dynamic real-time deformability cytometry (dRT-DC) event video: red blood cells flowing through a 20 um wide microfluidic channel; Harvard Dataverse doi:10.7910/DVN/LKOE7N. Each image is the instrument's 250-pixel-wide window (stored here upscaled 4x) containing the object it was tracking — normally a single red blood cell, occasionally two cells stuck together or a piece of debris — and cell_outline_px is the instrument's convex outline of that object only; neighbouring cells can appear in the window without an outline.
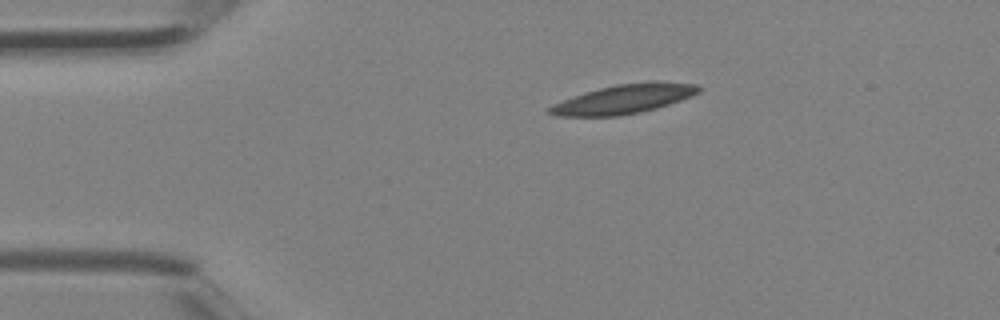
{"species": "Egyptian fruit bat (a non-hibernating species)", "species_latin": "Rousettus aegyptiacus", "temperature_condition": "room temperature", "stored_images_in_passage": 3, "camera_frame_rate_fps": 3000, "um_per_image_px": 0.085, "animal": {"sex": "female"}, "frame": {"image": 1, "passage_image": 1, "time_ms": 0.0, "image_size_px": [1000, 320], "cell_outline_px": [[704, 88], [700, 92], [692, 96], [656, 108], [640, 112], [620, 116], [556, 116], [548, 112], [548, 108], [552, 104], [572, 96], [584, 92], [616, 84], [652, 80], [656, 80], [696, 84]], "centroid_in_image_um": [53.07, 8.4], "position_along_channel_um": 31.9, "area_um2": 25.66}}